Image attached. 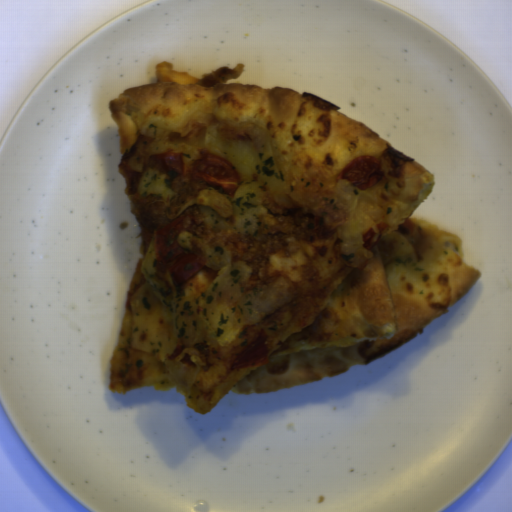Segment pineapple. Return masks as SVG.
Here are the masks:
<instances>
[{"label": "pineapple", "mask_w": 512, "mask_h": 512, "mask_svg": "<svg viewBox=\"0 0 512 512\" xmlns=\"http://www.w3.org/2000/svg\"><path fill=\"white\" fill-rule=\"evenodd\" d=\"M177 243L196 255L203 267L215 268L217 277L199 296L188 295L186 282L176 281L150 243L141 264L144 282L129 300L130 345L149 359L139 384L162 390L175 387L188 406L206 414L205 395L195 381L201 366L181 364L168 355L201 341L226 348L245 327L294 299V292L283 279L248 291L252 265L233 261L229 251L187 231Z\"/></svg>", "instance_id": "1"}, {"label": "pineapple", "mask_w": 512, "mask_h": 512, "mask_svg": "<svg viewBox=\"0 0 512 512\" xmlns=\"http://www.w3.org/2000/svg\"><path fill=\"white\" fill-rule=\"evenodd\" d=\"M204 149L206 154L226 160L239 176L234 195H226L219 187L213 189L229 200L230 216L223 217L210 206L199 205L201 220L208 228L253 235L259 218L269 214L262 203L264 192L279 206L291 204L269 120L232 115L221 108L214 112L205 130Z\"/></svg>", "instance_id": "2"}]
</instances>
